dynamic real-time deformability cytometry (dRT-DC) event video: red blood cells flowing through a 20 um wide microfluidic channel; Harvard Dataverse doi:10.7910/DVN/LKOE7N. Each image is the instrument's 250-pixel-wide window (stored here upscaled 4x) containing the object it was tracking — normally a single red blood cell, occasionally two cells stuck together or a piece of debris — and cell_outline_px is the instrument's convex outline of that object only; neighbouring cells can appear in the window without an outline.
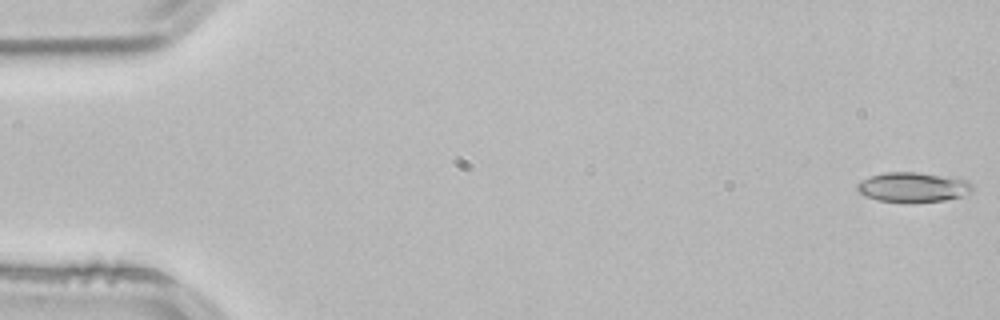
{"species": "common noctule bat (a hibernating species)", "species_latin": "Nyctalus noctula", "temperature_condition": "room temperature", "stored_images_in_passage": 53, "camera_frame_rate_fps": 3000, "um_per_image_px": 0.085, "animal": {"sex": "male", "body_mass_g": 21.5, "forearm_length_mm": 52.0}, "frame": {"image": 1, "passage_image": 1, "time_ms": 0.0, "image_size_px": [1000, 320], "cell_outline_px": [[972, 192], [960, 196], [944, 200], [908, 204], [876, 200], [864, 196], [856, 188], [856, 184], [860, 180], [868, 176], [884, 172], [916, 172], [968, 180], [972, 184]], "centroid_in_image_um": [77.54, 15.93], "position_along_channel_um": 7.5, "area_um2": 20.4}}
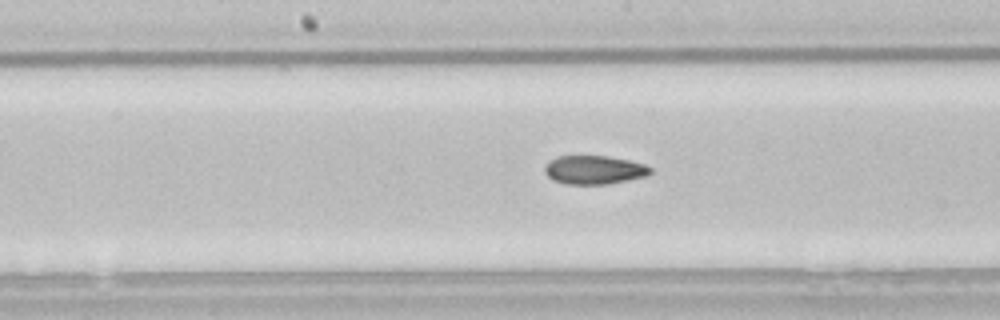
{"frame": {"image": 2, "passage_image": 27, "time_ms": 8.667, "image_size_px": [1000, 320], "cell_outline_px": [[652, 172], [648, 176], [608, 184], [564, 184], [552, 180], [544, 172], [544, 168], [556, 156], [608, 156], [628, 160], [644, 164], [652, 168]], "centroid_in_image_um": [50.52, 14.45], "position_along_channel_um": 197.7, "area_um2": 17.69}}
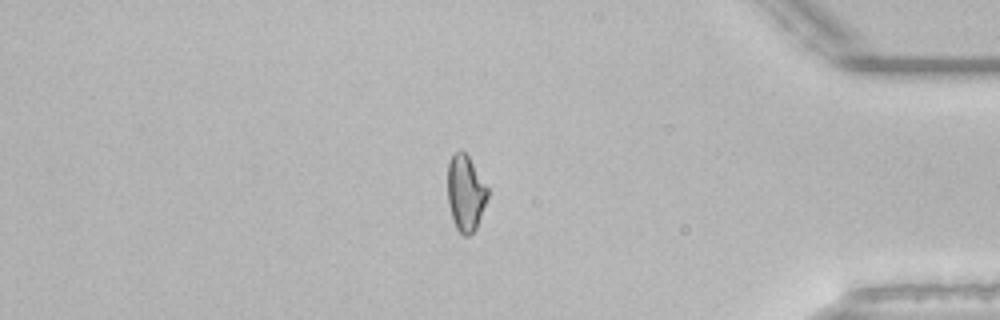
{"frame": {"image": 3, "passage_image": 45, "time_ms": 14.667, "image_size_px": [1000, 320], "cell_outline_px": [[488, 196], [476, 228], [468, 236], [464, 236], [456, 228], [448, 204], [448, 160], [452, 152], [460, 148], [468, 156], [488, 188]], "centroid_in_image_um": [39.55, 16.36], "position_along_channel_um": 395.6, "area_um2": 17.69}, "authors_computed_cell_mechanics": {"area_um2": 18.3226, "velocity_mm_per_s": 3.8375, "shape_relaxation_time_tau1_ms": 6.1481, "shape_relaxation_time_tau2_ms": 3.3347, "deformation_change_tau1": 0.1633, "deformation_change_tau2": 0.093}}